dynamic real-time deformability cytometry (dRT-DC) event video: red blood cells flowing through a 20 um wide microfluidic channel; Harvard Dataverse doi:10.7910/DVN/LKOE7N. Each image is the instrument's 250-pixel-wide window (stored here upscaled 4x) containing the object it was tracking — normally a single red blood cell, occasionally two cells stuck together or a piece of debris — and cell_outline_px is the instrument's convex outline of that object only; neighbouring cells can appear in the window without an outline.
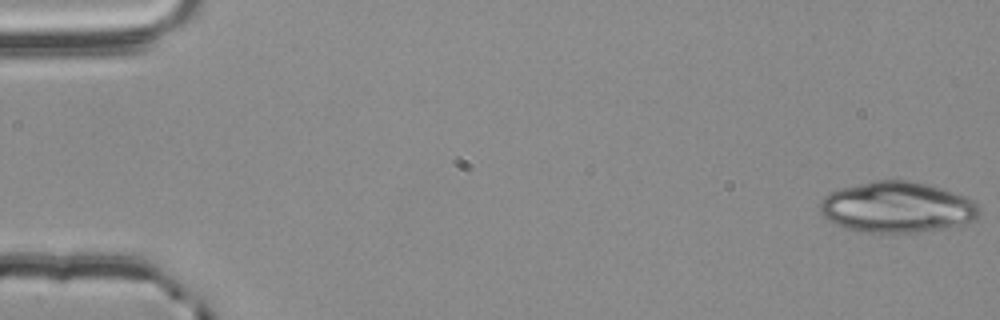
{"species": "common noctule bat (a hibernating species)", "species_latin": "Nyctalus noctula", "temperature_condition": "room temperature", "stored_images_in_passage": 24, "camera_frame_rate_fps": 3000, "um_per_image_px": 0.085, "animal": {"sex": "male", "body_mass_g": 20.4}, "frame": {"image": 1, "passage_image": 1, "time_ms": 0.0, "image_size_px": [1000, 320], "cell_outline_px": [[980, 212], [972, 220], [960, 224], [940, 228], [916, 232], [860, 232], [836, 224], [828, 220], [820, 212], [820, 200], [828, 192], [840, 188], [872, 180], [908, 180], [932, 184], [964, 196], [972, 200], [980, 208]], "centroid_in_image_um": [76.2, 17.58], "position_along_channel_um": 8.8, "area_um2": 47.11}}